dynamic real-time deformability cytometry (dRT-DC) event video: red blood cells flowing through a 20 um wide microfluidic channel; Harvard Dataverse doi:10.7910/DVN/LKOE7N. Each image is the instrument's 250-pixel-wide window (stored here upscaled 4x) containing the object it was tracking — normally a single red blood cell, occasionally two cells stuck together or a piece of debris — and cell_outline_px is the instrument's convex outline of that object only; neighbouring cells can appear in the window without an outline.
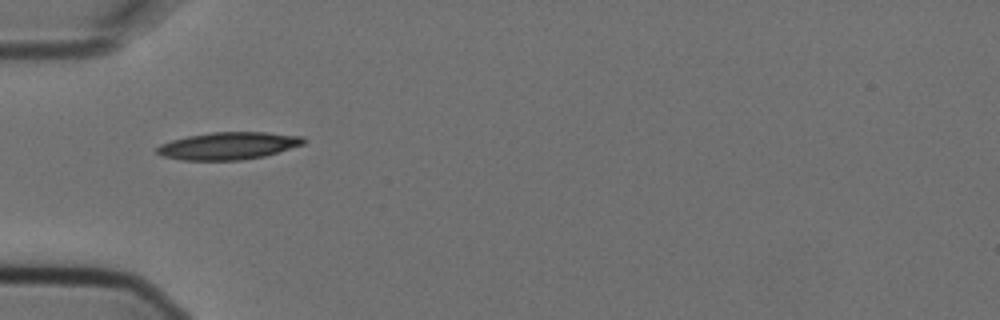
{"species": "Egyptian fruit bat (a non-hibernating species)", "species_latin": "Rousettus aegyptiacus", "temperature_condition": "cold", "stored_images_in_passage": 1, "camera_frame_rate_fps": 3000, "um_per_image_px": 0.085, "animal": {"sex": "female"}, "frame": {"image": 1, "passage_image": 1, "time_ms": 0.0, "image_size_px": [1000, 320], "cell_outline_px": [[308, 140], [304, 144], [264, 156], [240, 160], [180, 160], [160, 156], [156, 152], [156, 148], [160, 144], [172, 140], [188, 136], [212, 132], [264, 132], [304, 136]], "centroid_in_image_um": [19.4, 12.39], "position_along_channel_um": 65.6, "area_um2": 23.47}}